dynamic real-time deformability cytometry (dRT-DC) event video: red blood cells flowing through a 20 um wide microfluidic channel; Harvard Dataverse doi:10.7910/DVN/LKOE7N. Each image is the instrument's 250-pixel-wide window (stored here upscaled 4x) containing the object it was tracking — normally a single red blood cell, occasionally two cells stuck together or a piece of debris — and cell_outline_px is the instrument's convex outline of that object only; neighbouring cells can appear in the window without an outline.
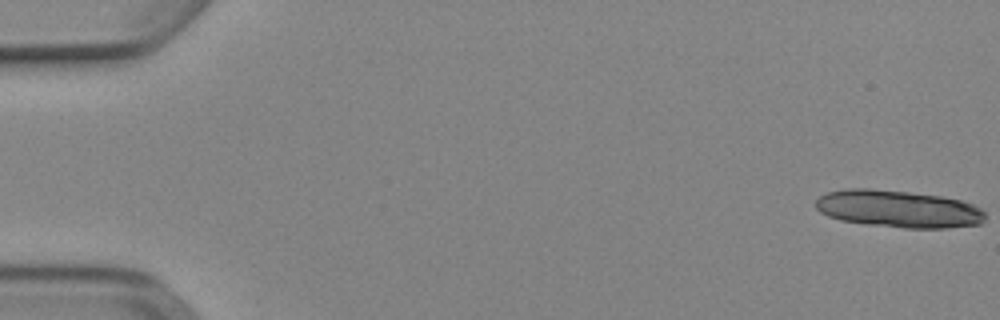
{"species": "Egyptian fruit bat (a non-hibernating species)", "species_latin": "Rousettus aegyptiacus", "temperature_condition": "cold", "stored_images_in_passage": 16, "camera_frame_rate_fps": 3000, "um_per_image_px": 0.085, "animal": {"sex": "female"}, "frame": {"image": 1, "passage_image": 1, "time_ms": 0.0, "image_size_px": [1000, 320], "cell_outline_px": [[984, 220], [980, 224], [944, 228], [904, 228], [868, 224], [840, 220], [828, 216], [820, 212], [816, 208], [816, 200], [820, 196], [828, 192], [848, 188], [868, 188], [908, 192], [940, 196], [960, 200], [972, 204], [980, 208], [984, 212]], "centroid_in_image_um": [76.34, 17.75], "position_along_channel_um": 8.7, "area_um2": 36.7}}